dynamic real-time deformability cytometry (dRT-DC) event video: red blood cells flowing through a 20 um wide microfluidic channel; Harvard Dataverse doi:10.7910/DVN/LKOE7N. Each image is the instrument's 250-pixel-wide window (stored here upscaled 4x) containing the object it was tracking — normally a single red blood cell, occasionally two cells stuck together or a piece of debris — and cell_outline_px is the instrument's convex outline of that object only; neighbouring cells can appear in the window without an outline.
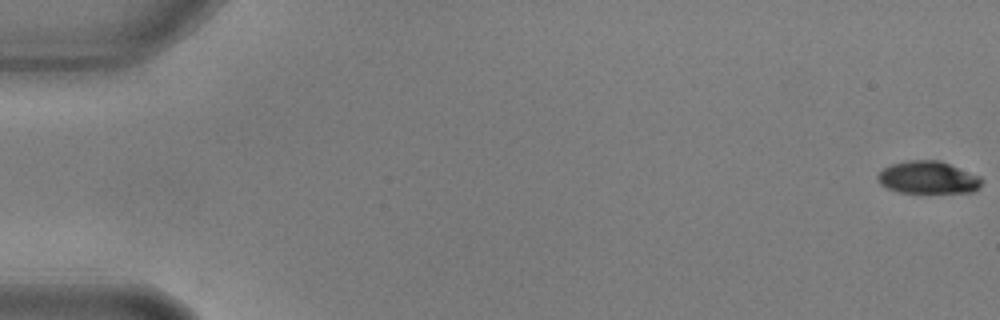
{"species": "common noctule bat (a hibernating species)", "species_latin": "Nyctalus noctula", "temperature_condition": "warm", "stored_images_in_passage": 59, "camera_frame_rate_fps": 3000, "um_per_image_px": 0.085, "animal": {"sex": "male", "body_mass_g": 17.9, "forearm_length_mm": 54.2}, "frame": {"image": 1, "passage_image": 1, "time_ms": 0.0, "image_size_px": [1000, 320], "cell_outline_px": [[984, 180], [980, 188], [976, 192], [896, 192], [880, 184], [876, 180], [876, 176], [884, 168], [892, 164], [908, 160], [940, 160], [980, 176]], "centroid_in_image_um": [78.91, 15.09], "position_along_channel_um": 6.1, "area_um2": 19.83}}
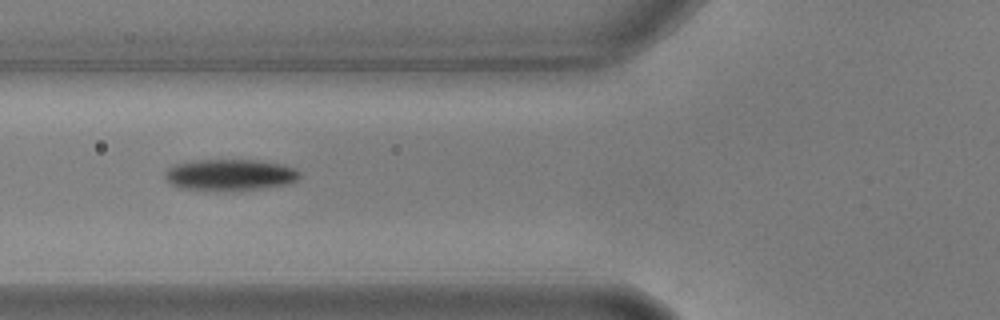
{"frame": {"image": 2, "passage_image": 23, "time_ms": 7.333, "image_size_px": [1000, 320], "cell_outline_px": [[300, 176], [296, 180], [288, 184], [260, 188], [216, 192], [180, 188], [172, 184], [164, 176], [164, 172], [168, 168], [176, 164], [196, 160], [252, 160], [280, 164], [292, 168], [300, 172]], "centroid_in_image_um": [19.5, 14.88], "position_along_channel_um": 106.3, "area_um2": 24.62}}
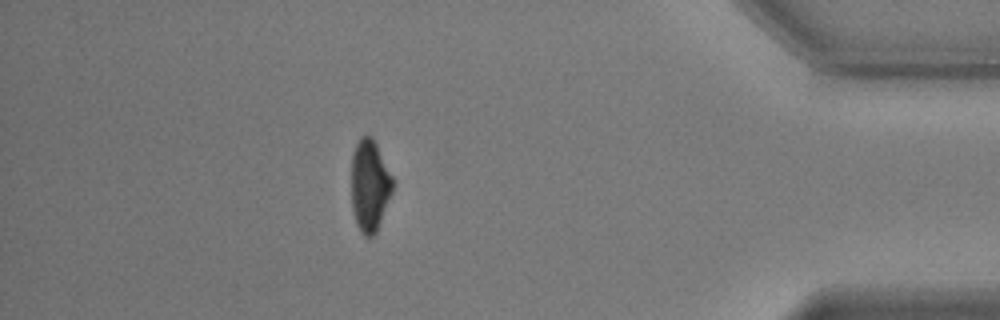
{"frame": {"image": 3, "passage_image": 52, "time_ms": 17.0, "image_size_px": [1000, 320], "cell_outline_px": [[392, 192], [376, 232], [372, 236], [364, 236], [360, 232], [356, 224], [352, 212], [352, 152], [360, 136], [372, 136], [392, 176]], "centroid_in_image_um": [31.4, 15.78], "position_along_channel_um": 403.8, "area_um2": 21.91}}